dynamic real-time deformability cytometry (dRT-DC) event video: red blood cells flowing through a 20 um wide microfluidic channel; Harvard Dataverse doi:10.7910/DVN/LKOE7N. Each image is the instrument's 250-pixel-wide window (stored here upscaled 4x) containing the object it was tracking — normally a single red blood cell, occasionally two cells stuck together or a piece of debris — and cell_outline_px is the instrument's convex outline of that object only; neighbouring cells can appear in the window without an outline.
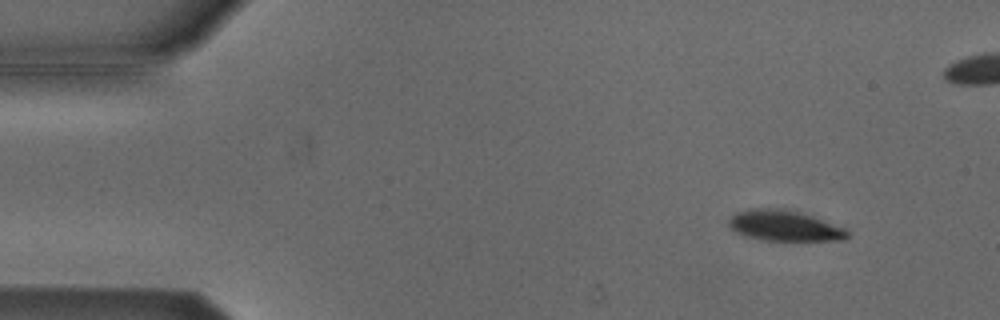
{"species": "Egyptian fruit bat (a non-hibernating species)", "species_latin": "Rousettus aegyptiacus", "temperature_condition": "cold", "stored_images_in_passage": 9, "camera_frame_rate_fps": 3000, "um_per_image_px": 0.085, "animal": {"sex": "male"}, "frame": {"image": 1, "passage_image": 2, "time_ms": 0.333, "image_size_px": [1000, 320], "cell_outline_px": [[848, 240], [760, 240], [744, 236], [736, 232], [728, 224], [728, 220], [736, 212], [748, 208], [776, 208], [796, 212], [844, 228], [848, 232]], "centroid_in_image_um": [66.6, 19.2], "position_along_channel_um": 18.4, "area_um2": 20.75}}
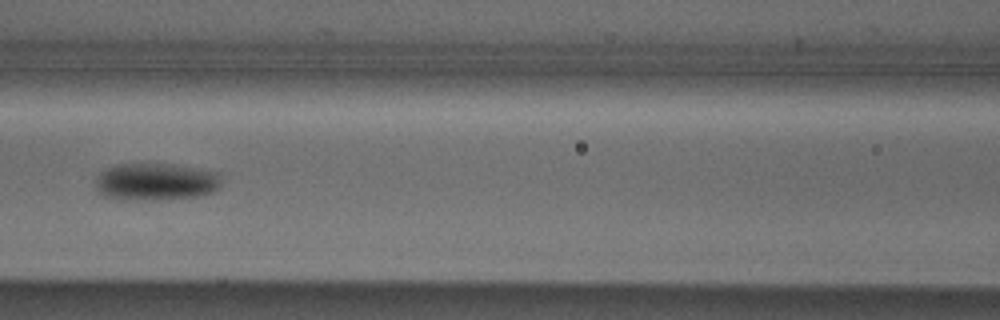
{"frame": {"image": 2, "passage_image": 7, "time_ms": 2.0, "image_size_px": [1000, 320], "cell_outline_px": [[220, 188], [216, 192], [196, 196], [152, 200], [124, 200], [104, 196], [96, 188], [96, 176], [100, 172], [116, 164], [176, 164], [220, 172]], "centroid_in_image_um": [13.27, 15.45], "position_along_channel_um": 153.3, "area_um2": 27.69}}